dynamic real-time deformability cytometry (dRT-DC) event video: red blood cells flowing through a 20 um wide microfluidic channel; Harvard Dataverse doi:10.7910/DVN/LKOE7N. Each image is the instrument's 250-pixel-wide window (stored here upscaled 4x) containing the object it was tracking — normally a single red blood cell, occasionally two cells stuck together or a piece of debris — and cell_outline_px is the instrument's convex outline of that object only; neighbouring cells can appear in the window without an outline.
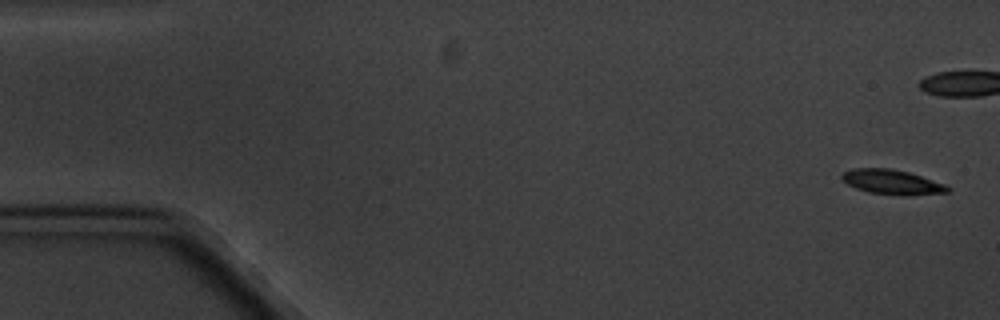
{"species": "common noctule bat (a hibernating species)", "species_latin": "Nyctalus noctula", "temperature_condition": "cold", "stored_images_in_passage": 11, "camera_frame_rate_fps": 3000, "um_per_image_px": 0.085, "animal": {"sex": "male", "body_mass_g": 20.1, "forearm_length_mm": 53.5}, "frame": {"image": 1, "passage_image": 1, "time_ms": 0.0, "image_size_px": [1000, 320], "cell_outline_px": [[948, 192], [908, 196], [904, 196], [868, 192], [856, 188], [848, 184], [840, 176], [844, 172], [852, 168], [892, 168], [908, 172], [944, 184], [948, 188]], "centroid_in_image_um": [75.79, 15.47], "position_along_channel_um": 9.2, "area_um2": 15.09}}
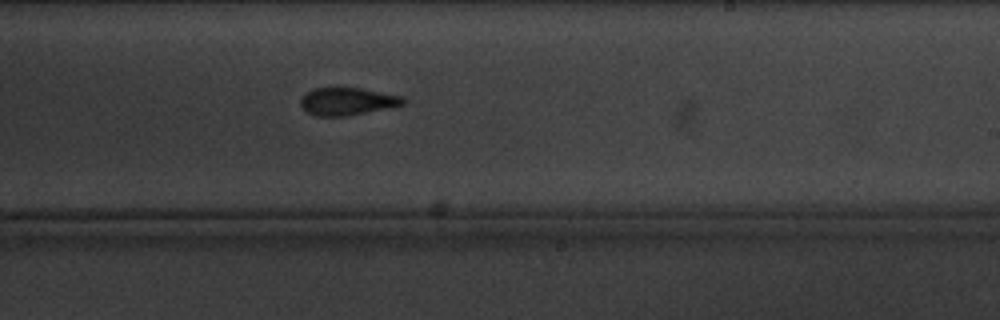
{"frame": {"image": 2, "passage_image": 11, "time_ms": 12.333, "image_size_px": [1000, 320], "cell_outline_px": [[408, 100], [404, 104], [364, 112], [340, 116], [316, 116], [304, 112], [300, 104], [300, 100], [304, 92], [312, 88], [360, 88], [404, 96]], "centroid_in_image_um": [29.46, 8.6], "position_along_channel_um": 259.5, "area_um2": 16.47}}